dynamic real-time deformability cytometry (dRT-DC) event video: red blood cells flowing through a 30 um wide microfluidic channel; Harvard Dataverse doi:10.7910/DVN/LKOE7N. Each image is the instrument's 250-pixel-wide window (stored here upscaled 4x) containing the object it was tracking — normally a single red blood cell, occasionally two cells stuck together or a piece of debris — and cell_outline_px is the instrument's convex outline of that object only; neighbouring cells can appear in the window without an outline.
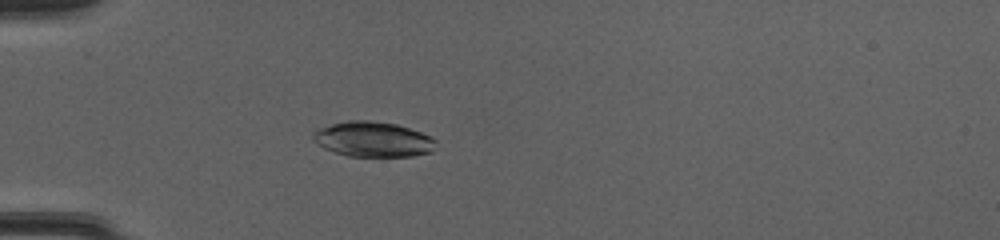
{"species": "common noctule bat (a hibernating species)", "species_latin": "Nyctalus noctula", "temperature_condition": "cold", "stored_images_in_passage": 52, "camera_frame_rate_fps": 3000, "um_per_image_px": 0.085, "animal": {"sex": "female", "body_mass_g": 20.0, "forearm_length_mm": 54.0}, "frame": {"image": 1, "passage_image": 17, "time_ms": 5.333, "image_size_px": [1000, 240], "cell_outline_px": [[436, 140], [432, 152], [412, 156], [348, 156], [324, 148], [316, 144], [312, 140], [312, 132], [316, 128], [348, 120], [368, 120], [396, 124], [432, 136]], "centroid_in_image_um": [31.67, 11.83], "position_along_channel_um": 53.3, "area_um2": 25.26}}
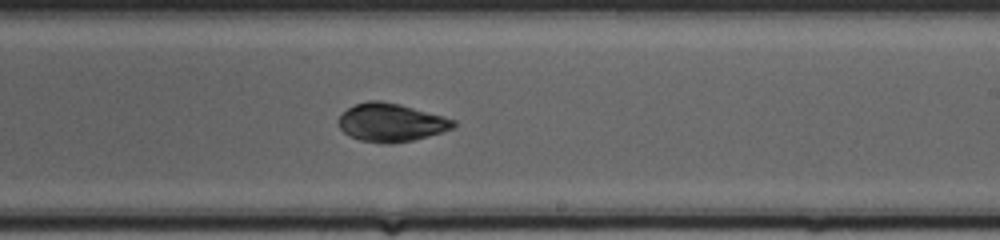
{"frame": {"image": 2, "passage_image": 33, "time_ms": 10.667, "image_size_px": [1000, 240], "cell_outline_px": [[456, 128], [428, 136], [412, 140], [392, 144], [384, 144], [360, 140], [344, 132], [340, 128], [336, 120], [348, 108], [356, 104], [368, 100], [380, 100], [400, 104], [456, 120]], "centroid_in_image_um": [33.25, 10.41], "position_along_channel_um": 255.8, "area_um2": 25.61}}
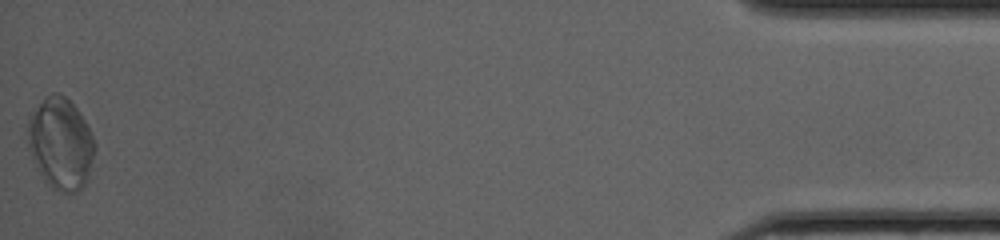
{"frame": {"image": 3, "passage_image": 52, "time_ms": 17.0, "image_size_px": [1000, 240], "cell_outline_px": [[96, 148], [88, 180], [76, 192], [60, 192], [52, 188], [44, 180], [32, 160], [28, 148], [28, 116], [52, 92], [60, 92], [76, 108], [88, 124], [96, 144]], "centroid_in_image_um": [5.17, 12.22], "position_along_channel_um": 430.0, "area_um2": 35.89}, "authors_computed_cell_mechanics": {"area_um2": 26.1545, "velocity_mm_per_s": 4.1107, "shape_relaxation_time_tau1_ms": 7.8313, "shape_relaxation_time_tau2_ms": 1.69, "deformation_change_tau1": 0.2057, "deformation_change_tau2": 0.0591}}